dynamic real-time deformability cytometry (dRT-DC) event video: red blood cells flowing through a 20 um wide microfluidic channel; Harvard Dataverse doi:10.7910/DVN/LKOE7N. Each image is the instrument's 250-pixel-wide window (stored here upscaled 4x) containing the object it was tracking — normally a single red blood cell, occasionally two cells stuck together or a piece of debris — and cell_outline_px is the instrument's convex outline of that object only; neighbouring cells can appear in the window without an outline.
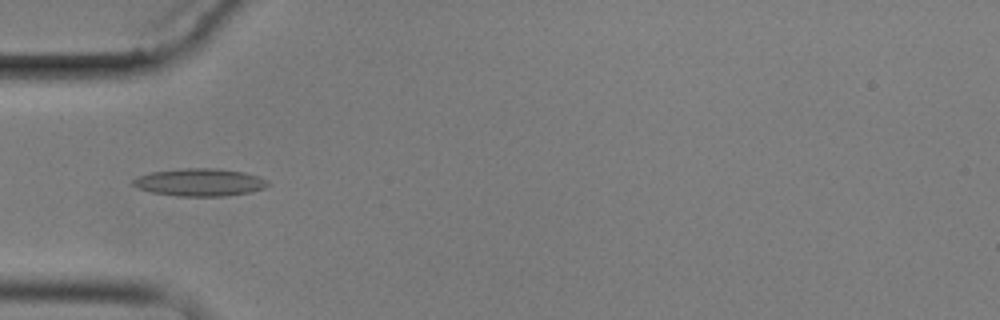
{"species": "common noctule bat (a hibernating species)", "species_latin": "Nyctalus noctula", "temperature_condition": "cold", "stored_images_in_passage": 5, "camera_frame_rate_fps": 3000, "um_per_image_px": 0.085, "animal": {"sex": "male", "body_mass_g": 17.9}, "frame": {"image": 1, "passage_image": 4, "time_ms": 3.667, "image_size_px": [1000, 320], "cell_outline_px": [[268, 184], [264, 188], [248, 192], [224, 196], [176, 196], [152, 192], [136, 188], [132, 184], [132, 180], [140, 176], [152, 172], [184, 168], [216, 168], [244, 172], [260, 176], [268, 180]], "centroid_in_image_um": [16.98, 15.49], "position_along_channel_um": 68.0, "area_um2": 21.62}}
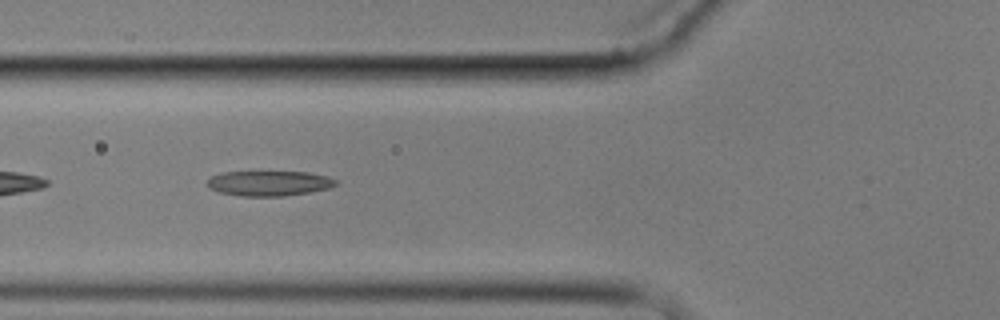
{"frame": {"image": 2, "passage_image": 5, "time_ms": 4.667, "image_size_px": [1000, 320], "cell_outline_px": [[336, 184], [328, 188], [308, 192], [284, 196], [240, 196], [220, 192], [208, 188], [208, 180], [212, 176], [220, 172], [308, 172], [328, 176], [336, 180]], "centroid_in_image_um": [22.85, 15.58], "position_along_channel_um": 103.0, "area_um2": 18.67}}